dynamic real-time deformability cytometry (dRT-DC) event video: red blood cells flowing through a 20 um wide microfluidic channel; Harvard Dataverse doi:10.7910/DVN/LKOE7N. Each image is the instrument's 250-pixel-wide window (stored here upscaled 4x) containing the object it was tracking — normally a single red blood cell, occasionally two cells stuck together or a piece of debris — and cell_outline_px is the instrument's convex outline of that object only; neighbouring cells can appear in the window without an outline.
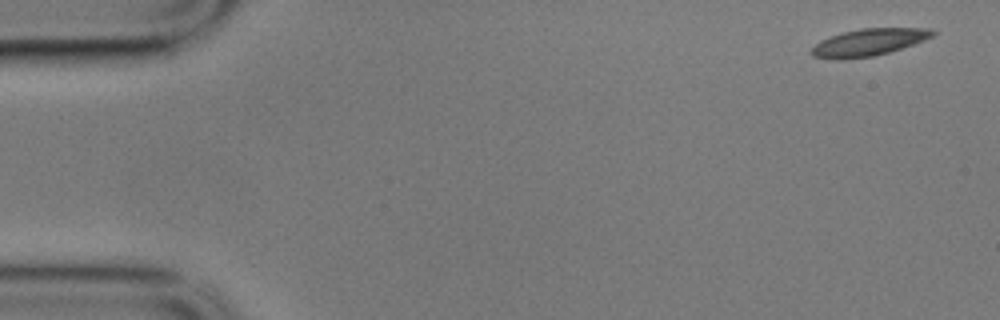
{"species": "common noctule bat (a hibernating species)", "species_latin": "Nyctalus noctula", "temperature_condition": "cold", "stored_images_in_passage": 5, "camera_frame_rate_fps": 3000, "um_per_image_px": 0.085, "animal": {"sex": "male", "body_mass_g": 17.9}, "frame": {"image": 1, "passage_image": 1, "time_ms": 0.0, "image_size_px": [1000, 320], "cell_outline_px": [[936, 32], [932, 36], [924, 40], [888, 52], [872, 56], [836, 60], [812, 56], [812, 48], [820, 40], [844, 32], [864, 28], [932, 28]], "centroid_in_image_um": [73.84, 3.59], "position_along_channel_um": 11.2, "area_um2": 18.79}}
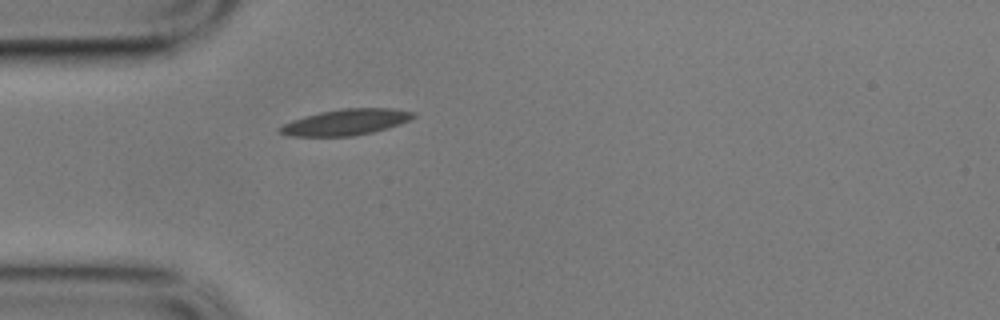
{"frame": {"image": 2, "passage_image": 5, "time_ms": 1.333, "image_size_px": [1000, 320], "cell_outline_px": [[416, 116], [400, 124], [372, 132], [352, 136], [288, 136], [280, 132], [276, 128], [292, 120], [304, 116], [320, 112], [344, 108], [392, 108], [416, 112]], "centroid_in_image_um": [29.39, 10.38], "position_along_channel_um": 55.6, "area_um2": 20.17}}